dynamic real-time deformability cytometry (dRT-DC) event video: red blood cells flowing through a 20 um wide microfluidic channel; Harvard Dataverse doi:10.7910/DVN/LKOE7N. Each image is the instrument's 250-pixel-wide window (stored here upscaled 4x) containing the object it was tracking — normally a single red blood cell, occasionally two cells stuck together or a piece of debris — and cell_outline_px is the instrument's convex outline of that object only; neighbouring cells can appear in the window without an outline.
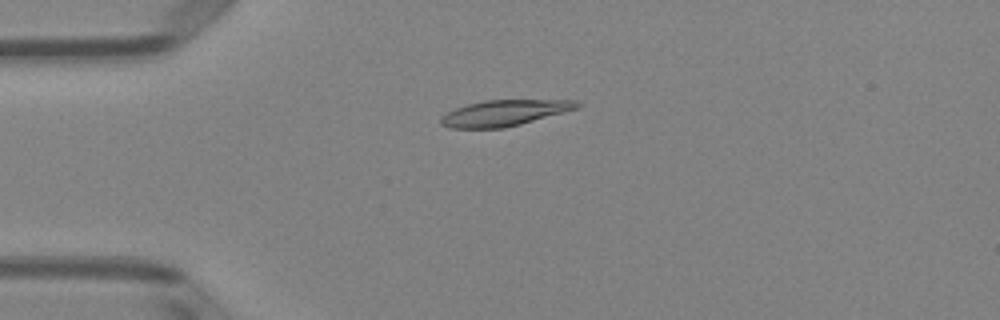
{"species": "Egyptian fruit bat (a non-hibernating species)", "species_latin": "Rousettus aegyptiacus", "temperature_condition": "room temperature", "stored_images_in_passage": 51, "camera_frame_rate_fps": 3000, "um_per_image_px": 0.085, "animal": {"sex": "female"}, "frame": {"image": 1, "passage_image": 13, "time_ms": 4.0, "image_size_px": [1000, 320], "cell_outline_px": [[584, 104], [580, 108], [520, 124], [504, 128], [448, 128], [440, 124], [440, 120], [448, 112], [456, 108], [468, 104], [484, 100], [576, 100]], "centroid_in_image_um": [42.92, 9.6], "position_along_channel_um": 42.1, "area_um2": 20.58}}
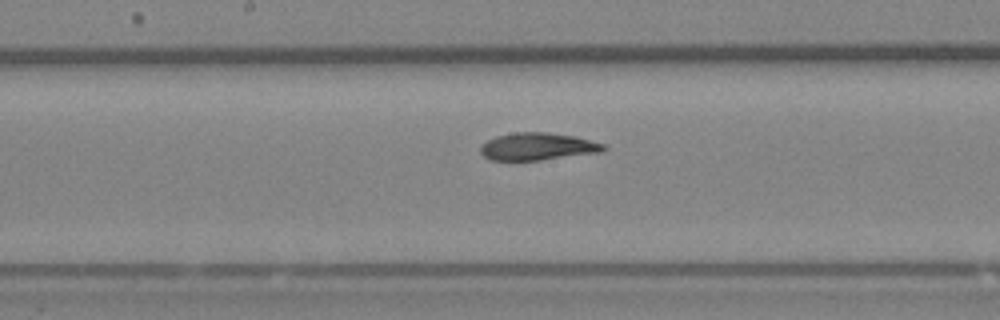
{"frame": {"image": 2, "passage_image": 27, "time_ms": 8.667, "image_size_px": [1000, 320], "cell_outline_px": [[608, 148], [600, 152], [540, 160], [488, 160], [480, 152], [480, 144], [496, 136], [512, 132], [548, 132], [576, 136], [604, 144]], "centroid_in_image_um": [45.67, 12.44], "position_along_channel_um": 202.5, "area_um2": 19.77}}
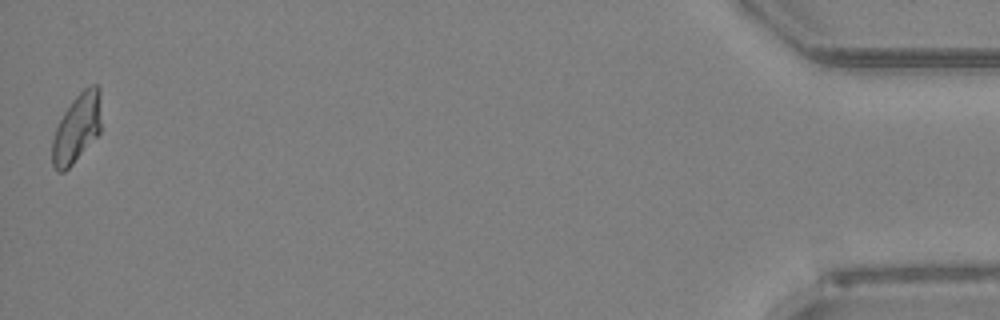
{"frame": {"image": 3, "passage_image": 51, "time_ms": 16.667, "image_size_px": [1000, 320], "cell_outline_px": [[100, 132], [72, 164], [64, 172], [56, 172], [52, 164], [52, 140], [56, 128], [64, 112], [72, 100], [88, 84], [96, 84], [100, 88]], "centroid_in_image_um": [6.52, 10.88], "position_along_channel_um": 428.7, "area_um2": 19.54}, "authors_computed_cell_mechanics": {"area_um2": 20.23, "velocity_mm_per_s": 3.9759, "shape_relaxation_time_tau1_ms": 4.0006, "shape_relaxation_time_tau2_ms": 1.7589, "deformation_change_tau1": 0.1524, "deformation_change_tau2": 0.0681}}